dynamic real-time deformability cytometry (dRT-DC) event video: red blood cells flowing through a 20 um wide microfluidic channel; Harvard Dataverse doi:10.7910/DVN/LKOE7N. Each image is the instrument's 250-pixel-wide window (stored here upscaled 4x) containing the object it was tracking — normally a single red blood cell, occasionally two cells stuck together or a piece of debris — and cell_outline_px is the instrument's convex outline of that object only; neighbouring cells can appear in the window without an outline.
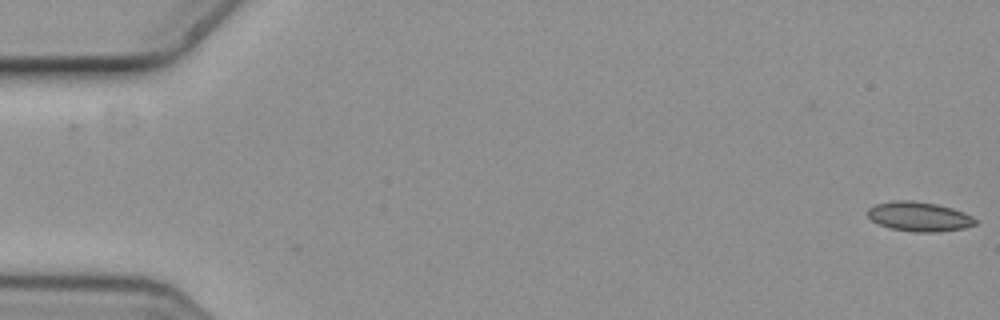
{"species": "common noctule bat (a hibernating species)", "species_latin": "Nyctalus noctula", "temperature_condition": "cold", "stored_images_in_passage": 2, "camera_frame_rate_fps": 3000, "um_per_image_px": 0.085, "animal": {"sex": "female", "body_mass_g": 19.3, "forearm_length_mm": 54.1}, "frame": {"image": 1, "passage_image": 2, "time_ms": 0.333, "image_size_px": [1000, 320], "cell_outline_px": [[976, 224], [964, 228], [936, 232], [916, 232], [892, 228], [880, 224], [872, 220], [868, 216], [868, 208], [876, 204], [892, 200], [912, 200], [936, 204], [952, 208], [964, 212], [972, 216], [976, 220]], "centroid_in_image_um": [78.13, 18.4], "position_along_channel_um": 6.9, "area_um2": 18.38}}